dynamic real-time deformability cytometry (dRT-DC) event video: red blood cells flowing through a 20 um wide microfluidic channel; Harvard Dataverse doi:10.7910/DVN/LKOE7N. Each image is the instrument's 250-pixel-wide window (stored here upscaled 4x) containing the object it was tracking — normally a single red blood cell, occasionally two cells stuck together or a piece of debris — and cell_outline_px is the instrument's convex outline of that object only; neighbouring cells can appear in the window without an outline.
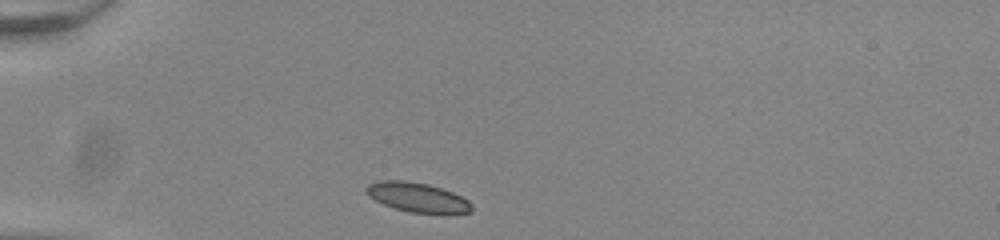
{"species": "common noctule bat (a hibernating species)", "species_latin": "Nyctalus noctula", "temperature_condition": "room temperature", "stored_images_in_passage": 32, "camera_frame_rate_fps": 3000, "um_per_image_px": 0.085, "animal": {"sex": "male", "body_mass_g": 20.0, "forearm_length_mm": 53.3}, "frame": {"image": 1, "passage_image": 1, "time_ms": 0.0, "image_size_px": [1000, 240], "cell_outline_px": [[472, 212], [408, 212], [384, 204], [368, 196], [364, 188], [368, 184], [380, 180], [404, 180], [428, 184], [452, 192], [468, 200], [472, 204]], "centroid_in_image_um": [35.43, 16.74], "position_along_channel_um": 49.6, "area_um2": 17.74}}
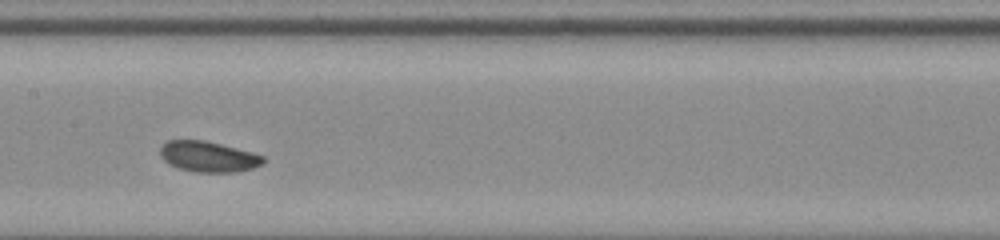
{"frame": {"image": 2, "passage_image": 14, "time_ms": 4.333, "image_size_px": [1000, 240], "cell_outline_px": [[264, 160], [260, 164], [252, 168], [232, 172], [196, 172], [180, 168], [168, 164], [160, 156], [160, 148], [168, 140], [204, 140], [252, 152], [264, 156]], "centroid_in_image_um": [17.67, 13.31], "position_along_channel_um": 189.7, "area_um2": 18.15}}
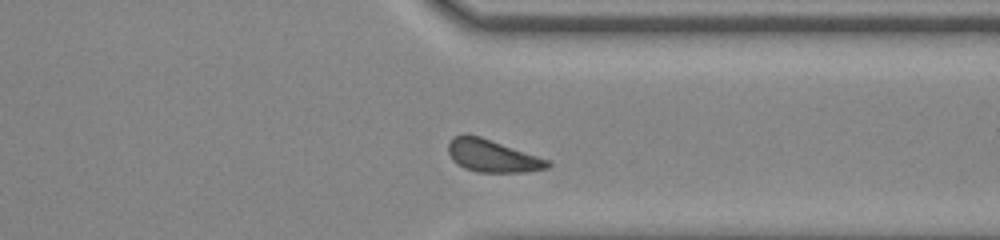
{"frame": {"image": 3, "passage_image": 28, "time_ms": 9.0, "image_size_px": [1000, 240], "cell_outline_px": [[552, 164], [548, 168], [524, 172], [476, 172], [464, 168], [456, 164], [452, 160], [448, 152], [448, 144], [452, 136], [464, 132], [468, 132], [480, 136], [548, 160]], "centroid_in_image_um": [41.77, 13.23], "position_along_channel_um": 369.6, "area_um2": 18.96}, "authors_computed_cell_mechanics": {"area_um2": 18.5538, "velocity_mm_per_s": 3.8551, "shape_relaxation_time_tau1_ms": 5.6065, "shape_relaxation_time_tau2_ms": null, "deformation_change_tau1": 0.1292, "deformation_change_tau2": null}}